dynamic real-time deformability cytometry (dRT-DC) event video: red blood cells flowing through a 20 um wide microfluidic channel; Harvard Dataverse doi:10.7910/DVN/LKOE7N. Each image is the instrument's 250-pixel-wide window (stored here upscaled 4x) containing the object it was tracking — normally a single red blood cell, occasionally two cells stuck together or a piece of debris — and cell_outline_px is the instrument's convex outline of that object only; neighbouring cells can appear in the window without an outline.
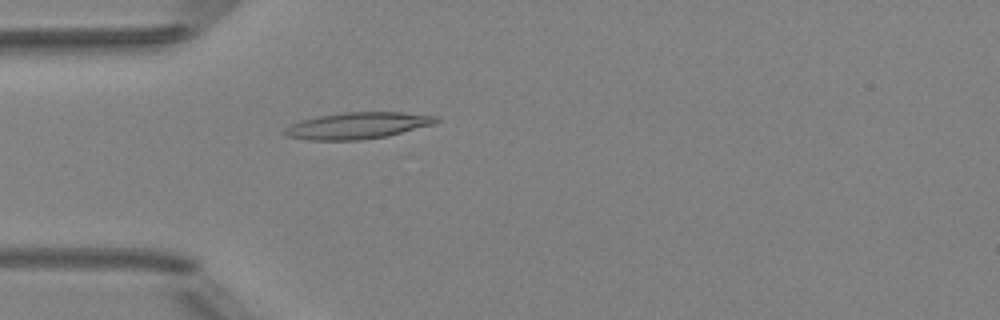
{"species": "Egyptian fruit bat (a non-hibernating species)", "species_latin": "Rousettus aegyptiacus", "temperature_condition": "room temperature", "stored_images_in_passage": 5, "camera_frame_rate_fps": 3000, "um_per_image_px": 0.085, "animal": {"sex": "female"}, "frame": {"image": 1, "passage_image": 5, "time_ms": 4.667, "image_size_px": [1000, 320], "cell_outline_px": [[440, 120], [436, 124], [388, 136], [360, 140], [308, 140], [288, 136], [280, 132], [284, 128], [300, 120], [320, 116], [344, 112], [400, 112], [440, 116]], "centroid_in_image_um": [30.43, 10.67], "position_along_channel_um": 54.6, "area_um2": 23.64}}